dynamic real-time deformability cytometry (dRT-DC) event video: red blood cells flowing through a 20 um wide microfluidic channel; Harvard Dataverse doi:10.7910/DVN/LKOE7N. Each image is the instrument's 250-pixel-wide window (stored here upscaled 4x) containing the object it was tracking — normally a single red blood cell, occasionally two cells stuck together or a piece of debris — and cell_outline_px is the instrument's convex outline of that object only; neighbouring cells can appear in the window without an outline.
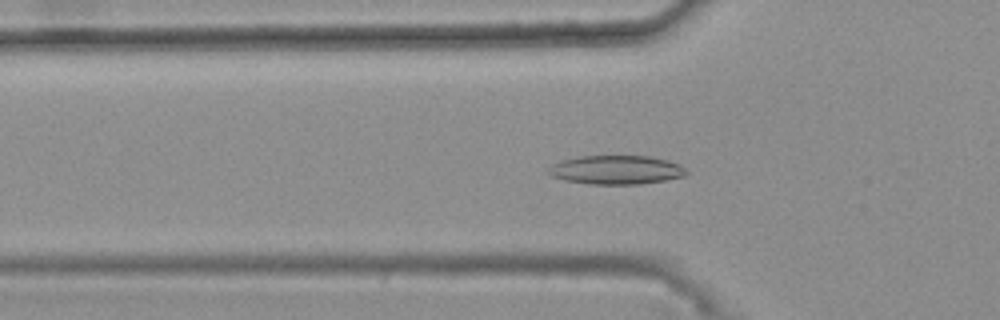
{"species": "common noctule bat (a hibernating species)", "species_latin": "Nyctalus noctula", "temperature_condition": "warm", "stored_images_in_passage": 46, "camera_frame_rate_fps": 3000, "um_per_image_px": 0.085, "animal": {"sex": "female", "body_mass_g": 25.1}, "frame": {"image": 1, "passage_image": 18, "time_ms": 5.667, "image_size_px": [1000, 320], "cell_outline_px": [[688, 172], [684, 176], [664, 180], [640, 184], [588, 184], [564, 180], [552, 176], [544, 172], [552, 164], [560, 160], [580, 156], [652, 156], [668, 160], [680, 164]], "centroid_in_image_um": [52.34, 14.43], "position_along_channel_um": 73.5, "area_um2": 23.41}}
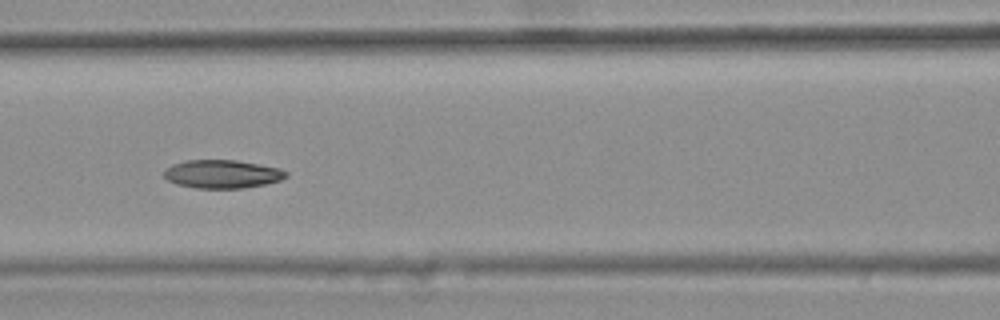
{"frame": {"image": 2, "passage_image": 24, "time_ms": 7.667, "image_size_px": [1000, 320], "cell_outline_px": [[288, 176], [280, 180], [264, 184], [244, 188], [196, 188], [176, 184], [168, 180], [164, 176], [164, 172], [172, 164], [184, 160], [236, 160], [280, 168], [288, 172]], "centroid_in_image_um": [18.9, 14.79], "position_along_channel_um": 147.7, "area_um2": 20.11}}
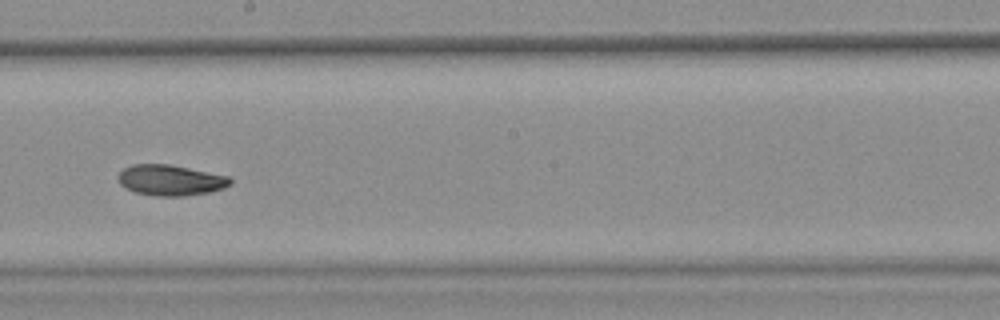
{"frame": {"image": 3, "passage_image": 31, "time_ms": 10.0, "image_size_px": [1000, 320], "cell_outline_px": [[232, 184], [224, 188], [208, 192], [184, 196], [156, 196], [136, 192], [120, 184], [116, 176], [124, 168], [132, 164], [168, 164], [228, 176], [232, 180]], "centroid_in_image_um": [14.48, 15.31], "position_along_channel_um": 233.7, "area_um2": 19.94}, "authors_computed_cell_mechanics": {"area_um2": 20.5768, "velocity_mm_per_s": 3.6959, "shape_relaxation_time_tau1_ms": null, "shape_relaxation_time_tau2_ms": 6.9946, "deformation_change_tau1": null, "deformation_change_tau2": 0.1074}}